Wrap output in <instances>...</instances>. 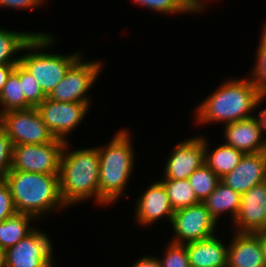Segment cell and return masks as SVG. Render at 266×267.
<instances>
[{"label": "cell", "instance_id": "cell-21", "mask_svg": "<svg viewBox=\"0 0 266 267\" xmlns=\"http://www.w3.org/2000/svg\"><path fill=\"white\" fill-rule=\"evenodd\" d=\"M33 220L38 221L32 215L15 213L0 222V247L6 250L30 235L36 229L30 225Z\"/></svg>", "mask_w": 266, "mask_h": 267}, {"label": "cell", "instance_id": "cell-13", "mask_svg": "<svg viewBox=\"0 0 266 267\" xmlns=\"http://www.w3.org/2000/svg\"><path fill=\"white\" fill-rule=\"evenodd\" d=\"M232 223L240 233L266 230V181L242 194L238 214Z\"/></svg>", "mask_w": 266, "mask_h": 267}, {"label": "cell", "instance_id": "cell-32", "mask_svg": "<svg viewBox=\"0 0 266 267\" xmlns=\"http://www.w3.org/2000/svg\"><path fill=\"white\" fill-rule=\"evenodd\" d=\"M44 0H0V7H8V9H34L43 5Z\"/></svg>", "mask_w": 266, "mask_h": 267}, {"label": "cell", "instance_id": "cell-27", "mask_svg": "<svg viewBox=\"0 0 266 267\" xmlns=\"http://www.w3.org/2000/svg\"><path fill=\"white\" fill-rule=\"evenodd\" d=\"M132 2L158 13H198L188 0H133Z\"/></svg>", "mask_w": 266, "mask_h": 267}, {"label": "cell", "instance_id": "cell-28", "mask_svg": "<svg viewBox=\"0 0 266 267\" xmlns=\"http://www.w3.org/2000/svg\"><path fill=\"white\" fill-rule=\"evenodd\" d=\"M19 78L20 82L22 83L23 93L26 101L32 107H37L47 98L36 79L20 63Z\"/></svg>", "mask_w": 266, "mask_h": 267}, {"label": "cell", "instance_id": "cell-30", "mask_svg": "<svg viewBox=\"0 0 266 267\" xmlns=\"http://www.w3.org/2000/svg\"><path fill=\"white\" fill-rule=\"evenodd\" d=\"M12 155V141L0 126V179H3L11 170Z\"/></svg>", "mask_w": 266, "mask_h": 267}, {"label": "cell", "instance_id": "cell-38", "mask_svg": "<svg viewBox=\"0 0 266 267\" xmlns=\"http://www.w3.org/2000/svg\"><path fill=\"white\" fill-rule=\"evenodd\" d=\"M0 267H6V251L0 247Z\"/></svg>", "mask_w": 266, "mask_h": 267}, {"label": "cell", "instance_id": "cell-22", "mask_svg": "<svg viewBox=\"0 0 266 267\" xmlns=\"http://www.w3.org/2000/svg\"><path fill=\"white\" fill-rule=\"evenodd\" d=\"M35 34H49L44 32L32 31H9L0 28V65L18 64L20 56L13 55L24 50L25 45L33 38Z\"/></svg>", "mask_w": 266, "mask_h": 267}, {"label": "cell", "instance_id": "cell-37", "mask_svg": "<svg viewBox=\"0 0 266 267\" xmlns=\"http://www.w3.org/2000/svg\"><path fill=\"white\" fill-rule=\"evenodd\" d=\"M260 243L262 245L264 260L266 264V230L260 231Z\"/></svg>", "mask_w": 266, "mask_h": 267}, {"label": "cell", "instance_id": "cell-3", "mask_svg": "<svg viewBox=\"0 0 266 267\" xmlns=\"http://www.w3.org/2000/svg\"><path fill=\"white\" fill-rule=\"evenodd\" d=\"M112 138L106 145L97 147L100 162L99 205L101 206L114 204L120 197H127L128 194L124 190L136 162L129 131L124 128L118 130Z\"/></svg>", "mask_w": 266, "mask_h": 267}, {"label": "cell", "instance_id": "cell-20", "mask_svg": "<svg viewBox=\"0 0 266 267\" xmlns=\"http://www.w3.org/2000/svg\"><path fill=\"white\" fill-rule=\"evenodd\" d=\"M207 138L205 139V164L220 178L233 171L239 164L244 152L235 149L232 146L221 144L215 149L209 147Z\"/></svg>", "mask_w": 266, "mask_h": 267}, {"label": "cell", "instance_id": "cell-9", "mask_svg": "<svg viewBox=\"0 0 266 267\" xmlns=\"http://www.w3.org/2000/svg\"><path fill=\"white\" fill-rule=\"evenodd\" d=\"M171 242L186 244L214 236L218 223L211 217L203 202L176 210L172 216Z\"/></svg>", "mask_w": 266, "mask_h": 267}, {"label": "cell", "instance_id": "cell-12", "mask_svg": "<svg viewBox=\"0 0 266 267\" xmlns=\"http://www.w3.org/2000/svg\"><path fill=\"white\" fill-rule=\"evenodd\" d=\"M205 136L195 135L172 148L163 167L162 179L182 180L205 164Z\"/></svg>", "mask_w": 266, "mask_h": 267}, {"label": "cell", "instance_id": "cell-25", "mask_svg": "<svg viewBox=\"0 0 266 267\" xmlns=\"http://www.w3.org/2000/svg\"><path fill=\"white\" fill-rule=\"evenodd\" d=\"M188 180L200 202H203L221 182V178L206 164L196 169Z\"/></svg>", "mask_w": 266, "mask_h": 267}, {"label": "cell", "instance_id": "cell-36", "mask_svg": "<svg viewBox=\"0 0 266 267\" xmlns=\"http://www.w3.org/2000/svg\"><path fill=\"white\" fill-rule=\"evenodd\" d=\"M191 5L198 11V12H201L205 9V2L203 1H206V0H188ZM210 1V0H209ZM214 1V0H212ZM216 1V0H215Z\"/></svg>", "mask_w": 266, "mask_h": 267}, {"label": "cell", "instance_id": "cell-19", "mask_svg": "<svg viewBox=\"0 0 266 267\" xmlns=\"http://www.w3.org/2000/svg\"><path fill=\"white\" fill-rule=\"evenodd\" d=\"M241 197L240 193L220 182L203 203L216 222H219V216L228 212L234 222L240 208Z\"/></svg>", "mask_w": 266, "mask_h": 267}, {"label": "cell", "instance_id": "cell-18", "mask_svg": "<svg viewBox=\"0 0 266 267\" xmlns=\"http://www.w3.org/2000/svg\"><path fill=\"white\" fill-rule=\"evenodd\" d=\"M219 238L215 234L185 244L191 267H227L228 245Z\"/></svg>", "mask_w": 266, "mask_h": 267}, {"label": "cell", "instance_id": "cell-4", "mask_svg": "<svg viewBox=\"0 0 266 267\" xmlns=\"http://www.w3.org/2000/svg\"><path fill=\"white\" fill-rule=\"evenodd\" d=\"M3 179L17 213L29 214L39 220L49 212L66 207L60 195L59 175L10 171Z\"/></svg>", "mask_w": 266, "mask_h": 267}, {"label": "cell", "instance_id": "cell-15", "mask_svg": "<svg viewBox=\"0 0 266 267\" xmlns=\"http://www.w3.org/2000/svg\"><path fill=\"white\" fill-rule=\"evenodd\" d=\"M266 181V152L244 154L239 164L221 182L241 195Z\"/></svg>", "mask_w": 266, "mask_h": 267}, {"label": "cell", "instance_id": "cell-6", "mask_svg": "<svg viewBox=\"0 0 266 267\" xmlns=\"http://www.w3.org/2000/svg\"><path fill=\"white\" fill-rule=\"evenodd\" d=\"M0 126L11 139L13 146L44 144L55 139L36 107L1 113Z\"/></svg>", "mask_w": 266, "mask_h": 267}, {"label": "cell", "instance_id": "cell-7", "mask_svg": "<svg viewBox=\"0 0 266 267\" xmlns=\"http://www.w3.org/2000/svg\"><path fill=\"white\" fill-rule=\"evenodd\" d=\"M65 143L63 140L55 138L50 143L13 146L10 171L59 175L60 160Z\"/></svg>", "mask_w": 266, "mask_h": 267}, {"label": "cell", "instance_id": "cell-26", "mask_svg": "<svg viewBox=\"0 0 266 267\" xmlns=\"http://www.w3.org/2000/svg\"><path fill=\"white\" fill-rule=\"evenodd\" d=\"M262 28L263 30L256 50V63L248 77L256 85L260 94L266 97V29L264 27Z\"/></svg>", "mask_w": 266, "mask_h": 267}, {"label": "cell", "instance_id": "cell-5", "mask_svg": "<svg viewBox=\"0 0 266 267\" xmlns=\"http://www.w3.org/2000/svg\"><path fill=\"white\" fill-rule=\"evenodd\" d=\"M54 39L56 38L52 34H35L24 47V51L30 52L22 54L19 61L36 79L46 96L64 78L69 67L82 55L80 51L68 55L45 52L44 49H49L53 45Z\"/></svg>", "mask_w": 266, "mask_h": 267}, {"label": "cell", "instance_id": "cell-34", "mask_svg": "<svg viewBox=\"0 0 266 267\" xmlns=\"http://www.w3.org/2000/svg\"><path fill=\"white\" fill-rule=\"evenodd\" d=\"M15 66L16 64L0 65V93L2 92L4 84L6 83L11 72L14 70Z\"/></svg>", "mask_w": 266, "mask_h": 267}, {"label": "cell", "instance_id": "cell-8", "mask_svg": "<svg viewBox=\"0 0 266 267\" xmlns=\"http://www.w3.org/2000/svg\"><path fill=\"white\" fill-rule=\"evenodd\" d=\"M102 66L101 61H86L81 55L47 98L60 102H90V97L86 94L96 82Z\"/></svg>", "mask_w": 266, "mask_h": 267}, {"label": "cell", "instance_id": "cell-14", "mask_svg": "<svg viewBox=\"0 0 266 267\" xmlns=\"http://www.w3.org/2000/svg\"><path fill=\"white\" fill-rule=\"evenodd\" d=\"M142 193L135 203V220L137 224L147 227L165 218L171 223L174 210L163 183L155 181Z\"/></svg>", "mask_w": 266, "mask_h": 267}, {"label": "cell", "instance_id": "cell-2", "mask_svg": "<svg viewBox=\"0 0 266 267\" xmlns=\"http://www.w3.org/2000/svg\"><path fill=\"white\" fill-rule=\"evenodd\" d=\"M68 140L60 160V195L66 207L94 198L99 205L100 162L97 147L69 150Z\"/></svg>", "mask_w": 266, "mask_h": 267}, {"label": "cell", "instance_id": "cell-1", "mask_svg": "<svg viewBox=\"0 0 266 267\" xmlns=\"http://www.w3.org/2000/svg\"><path fill=\"white\" fill-rule=\"evenodd\" d=\"M265 99L249 77L232 78L197 106L194 122L202 126L218 122L225 125L247 119L254 116L253 110H257Z\"/></svg>", "mask_w": 266, "mask_h": 267}, {"label": "cell", "instance_id": "cell-11", "mask_svg": "<svg viewBox=\"0 0 266 267\" xmlns=\"http://www.w3.org/2000/svg\"><path fill=\"white\" fill-rule=\"evenodd\" d=\"M46 233L38 228L6 249V267H53V243Z\"/></svg>", "mask_w": 266, "mask_h": 267}, {"label": "cell", "instance_id": "cell-16", "mask_svg": "<svg viewBox=\"0 0 266 267\" xmlns=\"http://www.w3.org/2000/svg\"><path fill=\"white\" fill-rule=\"evenodd\" d=\"M223 126L224 144L245 154L266 152V140L255 115Z\"/></svg>", "mask_w": 266, "mask_h": 267}, {"label": "cell", "instance_id": "cell-10", "mask_svg": "<svg viewBox=\"0 0 266 267\" xmlns=\"http://www.w3.org/2000/svg\"><path fill=\"white\" fill-rule=\"evenodd\" d=\"M90 102H60L46 98L36 108L47 128L56 139L64 142L86 117Z\"/></svg>", "mask_w": 266, "mask_h": 267}, {"label": "cell", "instance_id": "cell-31", "mask_svg": "<svg viewBox=\"0 0 266 267\" xmlns=\"http://www.w3.org/2000/svg\"><path fill=\"white\" fill-rule=\"evenodd\" d=\"M17 213L10 189L4 179H0V222Z\"/></svg>", "mask_w": 266, "mask_h": 267}, {"label": "cell", "instance_id": "cell-17", "mask_svg": "<svg viewBox=\"0 0 266 267\" xmlns=\"http://www.w3.org/2000/svg\"><path fill=\"white\" fill-rule=\"evenodd\" d=\"M227 267H266L260 232H234L228 244Z\"/></svg>", "mask_w": 266, "mask_h": 267}, {"label": "cell", "instance_id": "cell-23", "mask_svg": "<svg viewBox=\"0 0 266 267\" xmlns=\"http://www.w3.org/2000/svg\"><path fill=\"white\" fill-rule=\"evenodd\" d=\"M0 114L10 110L32 108L26 101L19 78V63L16 64L0 93Z\"/></svg>", "mask_w": 266, "mask_h": 267}, {"label": "cell", "instance_id": "cell-29", "mask_svg": "<svg viewBox=\"0 0 266 267\" xmlns=\"http://www.w3.org/2000/svg\"><path fill=\"white\" fill-rule=\"evenodd\" d=\"M164 252L161 267H191L185 244L170 242Z\"/></svg>", "mask_w": 266, "mask_h": 267}, {"label": "cell", "instance_id": "cell-33", "mask_svg": "<svg viewBox=\"0 0 266 267\" xmlns=\"http://www.w3.org/2000/svg\"><path fill=\"white\" fill-rule=\"evenodd\" d=\"M132 267H161L159 257L143 256Z\"/></svg>", "mask_w": 266, "mask_h": 267}, {"label": "cell", "instance_id": "cell-35", "mask_svg": "<svg viewBox=\"0 0 266 267\" xmlns=\"http://www.w3.org/2000/svg\"><path fill=\"white\" fill-rule=\"evenodd\" d=\"M260 128L262 130V134L264 137V134H266V108L259 111V113L256 115ZM265 132V133H264ZM266 140V138H265Z\"/></svg>", "mask_w": 266, "mask_h": 267}, {"label": "cell", "instance_id": "cell-24", "mask_svg": "<svg viewBox=\"0 0 266 267\" xmlns=\"http://www.w3.org/2000/svg\"><path fill=\"white\" fill-rule=\"evenodd\" d=\"M167 190V194L174 211L197 204L194 189L188 179H162L160 180Z\"/></svg>", "mask_w": 266, "mask_h": 267}]
</instances>
